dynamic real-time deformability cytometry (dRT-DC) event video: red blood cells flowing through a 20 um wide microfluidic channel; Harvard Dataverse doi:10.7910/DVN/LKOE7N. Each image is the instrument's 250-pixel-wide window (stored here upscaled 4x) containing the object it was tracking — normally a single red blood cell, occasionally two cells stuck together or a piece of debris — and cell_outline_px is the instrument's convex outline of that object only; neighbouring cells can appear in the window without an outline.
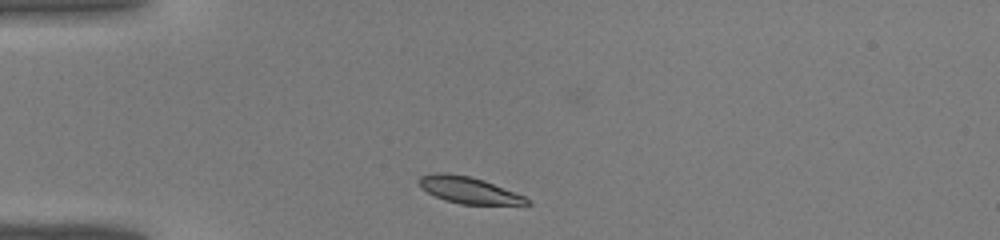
{"species": "common noctule bat (a hibernating species)", "species_latin": "Nyctalus noctula", "temperature_condition": "warm", "stored_images_in_passage": 28, "camera_frame_rate_fps": 3000, "um_per_image_px": 0.085, "animal": {"sex": "male", "body_mass_g": 19.0, "forearm_length_mm": 50.8}, "frame": {"image": 1, "passage_image": 1, "time_ms": 0.0, "image_size_px": [1000, 240], "cell_outline_px": [[532, 204], [460, 204], [444, 200], [420, 188], [416, 180], [420, 176], [436, 172], [440, 172], [468, 176], [484, 180], [524, 196]], "centroid_in_image_um": [39.77, 16.15], "position_along_channel_um": 45.2, "area_um2": 16.53}}
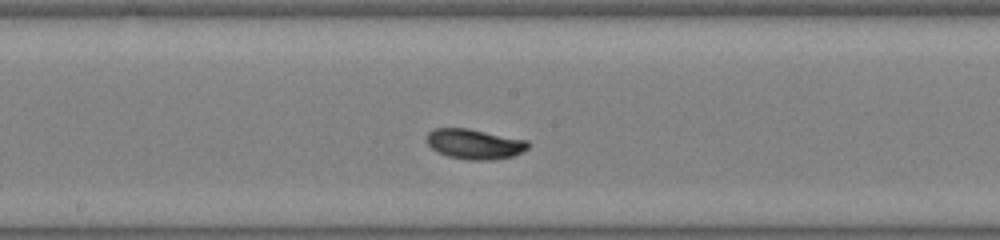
{"frame": {"image": 2, "passage_image": 13, "time_ms": 4.0, "image_size_px": [1000, 240], "cell_outline_px": [[532, 144], [528, 148], [512, 156], [492, 160], [468, 160], [448, 156], [436, 152], [424, 140], [424, 136], [432, 128], [468, 128], [528, 140]], "centroid_in_image_um": [40.3, 12.23], "position_along_channel_um": 207.9, "area_um2": 18.09}}
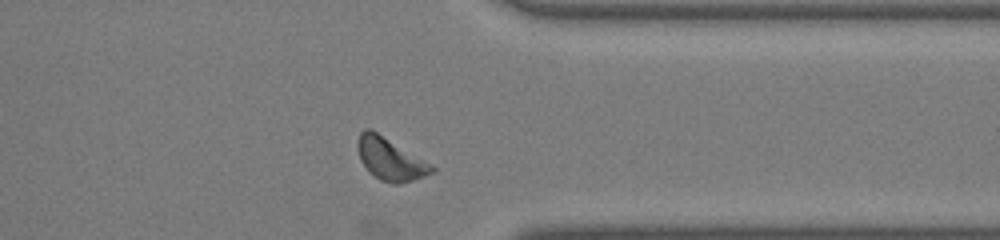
{"frame": {"image": 3, "passage_image": 24, "time_ms": 7.667, "image_size_px": [1000, 240], "cell_outline_px": [[436, 172], [400, 184], [392, 184], [380, 180], [368, 172], [360, 160], [356, 148], [356, 144], [360, 132], [364, 128], [372, 128], [432, 164], [436, 168]], "centroid_in_image_um": [33.15, 13.5], "position_along_channel_um": 378.2, "area_um2": 18.79}}